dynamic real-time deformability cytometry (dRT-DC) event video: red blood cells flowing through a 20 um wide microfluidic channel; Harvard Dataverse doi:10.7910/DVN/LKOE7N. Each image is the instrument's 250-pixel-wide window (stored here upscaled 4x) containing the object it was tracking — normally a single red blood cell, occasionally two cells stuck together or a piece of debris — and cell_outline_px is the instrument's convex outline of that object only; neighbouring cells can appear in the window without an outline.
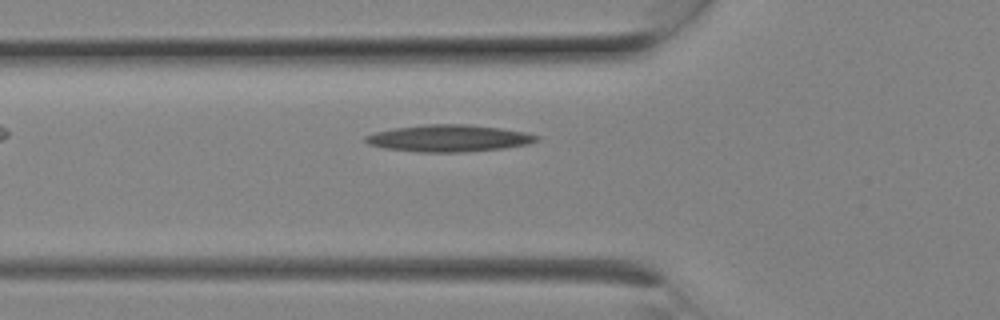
{"species": "Egyptian fruit bat (a non-hibernating species)", "species_latin": "Rousettus aegyptiacus", "temperature_condition": "room temperature", "stored_images_in_passage": 5, "camera_frame_rate_fps": 3000, "um_per_image_px": 0.085, "animal": {"sex": "female"}, "frame": {"image": 1, "passage_image": 5, "time_ms": 1.333, "image_size_px": [1000, 320], "cell_outline_px": [[540, 140], [528, 144], [504, 148], [464, 152], [420, 152], [384, 148], [368, 144], [364, 140], [364, 136], [376, 132], [396, 128], [424, 124], [468, 124], [500, 128], [524, 132], [540, 136]], "centroid_in_image_um": [38.17, 11.75], "position_along_channel_um": 87.6, "area_um2": 26.82}}